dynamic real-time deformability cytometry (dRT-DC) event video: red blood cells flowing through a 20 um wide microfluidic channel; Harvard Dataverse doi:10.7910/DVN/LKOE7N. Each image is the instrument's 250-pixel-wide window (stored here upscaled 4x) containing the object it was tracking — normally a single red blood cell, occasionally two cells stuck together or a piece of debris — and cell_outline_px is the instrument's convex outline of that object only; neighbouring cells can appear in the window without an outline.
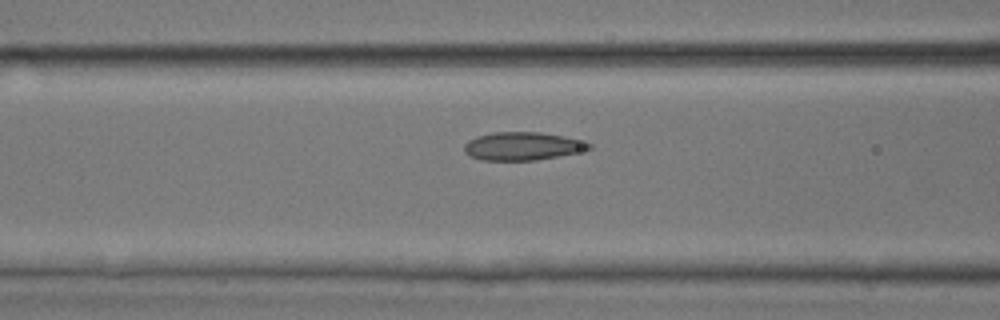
{"species": "common noctule bat (a hibernating species)", "species_latin": "Nyctalus noctula", "temperature_condition": "room temperature", "stored_images_in_passage": 32, "camera_frame_rate_fps": 3000, "um_per_image_px": 0.085, "animal": {"sex": "male", "body_mass_g": 17.9, "forearm_length_mm": 54.2}, "frame": {"image": 1, "passage_image": 14, "time_ms": 4.333, "image_size_px": [1000, 320], "cell_outline_px": [[592, 148], [576, 152], [536, 160], [480, 160], [464, 152], [464, 144], [468, 140], [476, 136], [496, 132], [540, 132], [564, 136], [592, 144]], "centroid_in_image_um": [44.37, 12.42], "position_along_channel_um": 122.2, "area_um2": 20.23}}
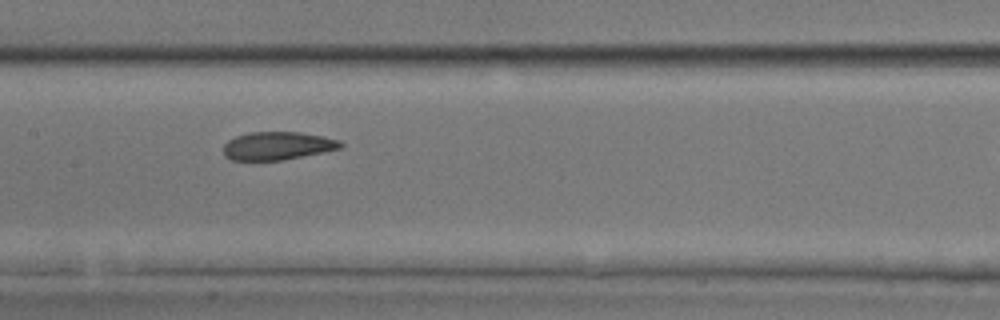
{"frame": {"image": 2, "passage_image": 18, "time_ms": 5.667, "image_size_px": [1000, 320], "cell_outline_px": [[344, 148], [284, 160], [232, 160], [224, 156], [224, 144], [228, 140], [236, 136], [248, 132], [300, 132], [324, 136], [340, 140], [344, 144]], "centroid_in_image_um": [23.63, 12.39], "position_along_channel_um": 183.8, "area_um2": 19.42}}
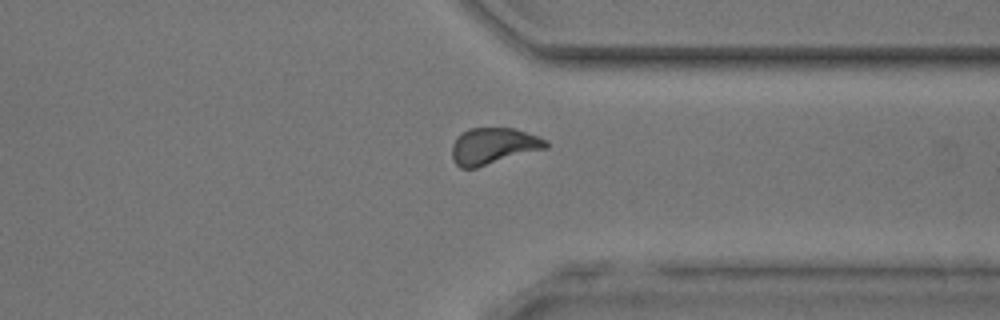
{"frame": {"image": 3, "passage_image": 30, "time_ms": 9.667, "image_size_px": [1000, 320], "cell_outline_px": [[548, 148], [476, 168], [460, 168], [452, 160], [452, 144], [456, 136], [468, 128], [512, 128], [548, 140]], "centroid_in_image_um": [41.9, 12.42], "position_along_channel_um": 369.5, "area_um2": 20.06}}